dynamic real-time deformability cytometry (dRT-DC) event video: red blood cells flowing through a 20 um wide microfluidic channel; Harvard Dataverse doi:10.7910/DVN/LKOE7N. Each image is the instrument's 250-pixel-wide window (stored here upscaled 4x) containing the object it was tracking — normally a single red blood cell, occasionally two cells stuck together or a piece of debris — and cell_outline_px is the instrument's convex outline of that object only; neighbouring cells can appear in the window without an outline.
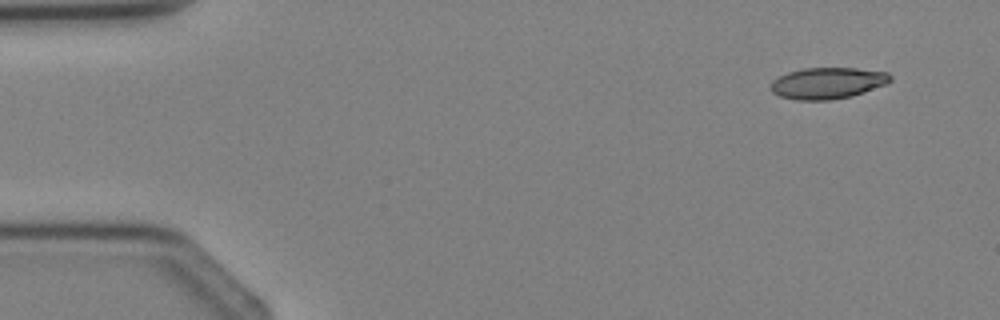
{"species": "Egyptian fruit bat (a non-hibernating species)", "species_latin": "Rousettus aegyptiacus", "temperature_condition": "cold", "stored_images_in_passage": 2, "camera_frame_rate_fps": 3000, "um_per_image_px": 0.085, "animal": {"sex": "female"}, "frame": {"image": 1, "passage_image": 1, "time_ms": 0.0, "image_size_px": [1000, 320], "cell_outline_px": [[892, 80], [884, 84], [864, 92], [852, 96], [828, 100], [796, 100], [780, 96], [772, 92], [768, 88], [772, 80], [788, 72], [804, 68], [856, 68], [888, 72], [892, 76]], "centroid_in_image_um": [70.32, 7.06], "position_along_channel_um": 14.7, "area_um2": 21.91}}